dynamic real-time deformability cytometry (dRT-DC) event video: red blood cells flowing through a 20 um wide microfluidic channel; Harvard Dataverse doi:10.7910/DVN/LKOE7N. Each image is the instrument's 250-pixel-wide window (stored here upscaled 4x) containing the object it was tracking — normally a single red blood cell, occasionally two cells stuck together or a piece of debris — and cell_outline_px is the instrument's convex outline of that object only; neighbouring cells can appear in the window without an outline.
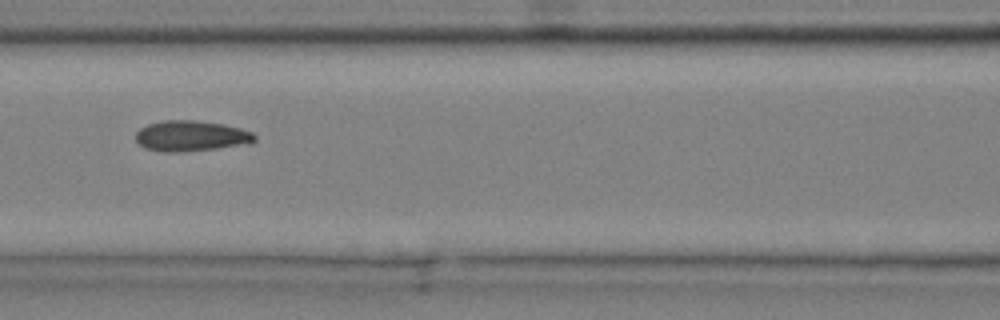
{"species": "common noctule bat (a hibernating species)", "species_latin": "Nyctalus noctula", "temperature_condition": "cold", "stored_images_in_passage": 8, "camera_frame_rate_fps": 3000, "um_per_image_px": 0.085, "animal": {"sex": "male", "body_mass_g": 20.4}, "frame": {"image": 1, "passage_image": 6, "time_ms": 1.667, "image_size_px": [1000, 320], "cell_outline_px": [[256, 140], [252, 144], [180, 152], [164, 152], [144, 148], [136, 140], [136, 132], [140, 128], [148, 124], [164, 120], [196, 120], [224, 124], [240, 128], [252, 132], [256, 136]], "centroid_in_image_um": [16.26, 11.55], "position_along_channel_um": 150.3, "area_um2": 21.39}}